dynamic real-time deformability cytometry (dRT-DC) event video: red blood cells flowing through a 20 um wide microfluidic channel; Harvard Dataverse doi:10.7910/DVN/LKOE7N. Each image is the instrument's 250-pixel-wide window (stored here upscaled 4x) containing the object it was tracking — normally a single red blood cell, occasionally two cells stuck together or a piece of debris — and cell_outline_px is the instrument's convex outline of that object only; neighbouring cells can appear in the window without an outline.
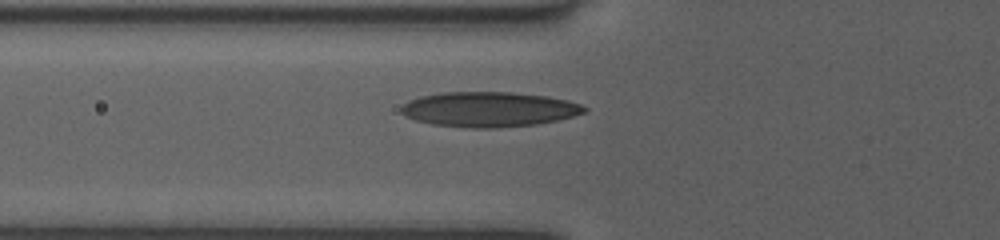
{"species": "human", "species_latin": "Homo sapiens", "temperature_condition": "room temperature", "stored_images_in_passage": 33, "camera_frame_rate_fps": 3000, "um_per_image_px": 0.085, "donor": {"sex": "female"}, "frame": {"image": 1, "passage_image": 2, "time_ms": 0.333, "image_size_px": [1000, 240], "cell_outline_px": [[588, 108], [584, 112], [572, 116], [556, 120], [536, 124], [492, 128], [472, 128], [432, 124], [416, 120], [404, 116], [400, 112], [400, 108], [408, 100], [420, 96], [444, 92], [512, 92], [548, 96], [568, 100], [580, 104]], "centroid_in_image_um": [41.53, 9.28], "position_along_channel_um": 84.3, "area_um2": 37.34}}
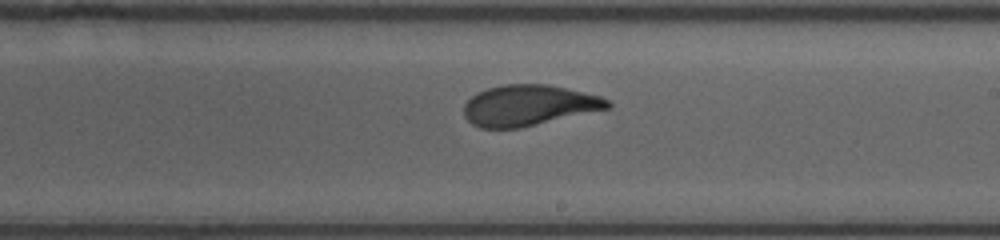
{"frame": {"image": 2, "passage_image": 14, "time_ms": 4.333, "image_size_px": [1000, 240], "cell_outline_px": [[612, 108], [520, 128], [480, 128], [472, 124], [464, 116], [464, 104], [476, 92], [488, 88], [504, 84], [548, 84], [600, 96], [608, 100], [612, 104]], "centroid_in_image_um": [44.95, 8.96], "position_along_channel_um": 244.1, "area_um2": 34.28}}
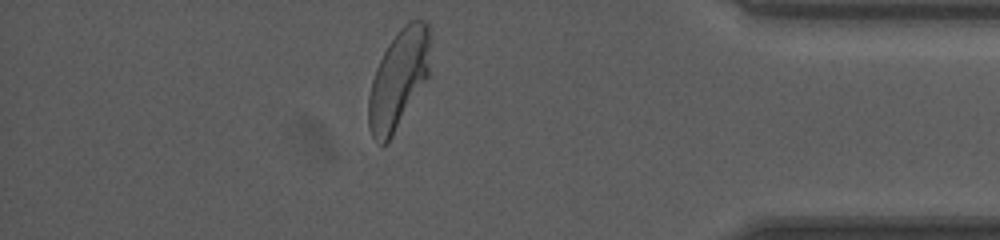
{"frame": {"image": 3, "passage_image": 28, "time_ms": 9.0, "image_size_px": [1000, 240], "cell_outline_px": [[428, 76], [392, 136], [384, 144], [380, 144], [372, 136], [368, 128], [368, 96], [372, 80], [376, 68], [388, 44], [396, 32], [408, 20], [428, 20]], "centroid_in_image_um": [33.84, 6.72], "position_along_channel_um": 401.4, "area_um2": 34.85}, "authors_computed_cell_mechanics": {"area_um2": 34.9112, "velocity_mm_per_s": 3.9798, "shape_relaxation_time_tau1_ms": 3.667, "shape_relaxation_time_tau2_ms": 0.7957, "deformation_change_tau1": 0.1583, "deformation_change_tau2": 0.0705}}